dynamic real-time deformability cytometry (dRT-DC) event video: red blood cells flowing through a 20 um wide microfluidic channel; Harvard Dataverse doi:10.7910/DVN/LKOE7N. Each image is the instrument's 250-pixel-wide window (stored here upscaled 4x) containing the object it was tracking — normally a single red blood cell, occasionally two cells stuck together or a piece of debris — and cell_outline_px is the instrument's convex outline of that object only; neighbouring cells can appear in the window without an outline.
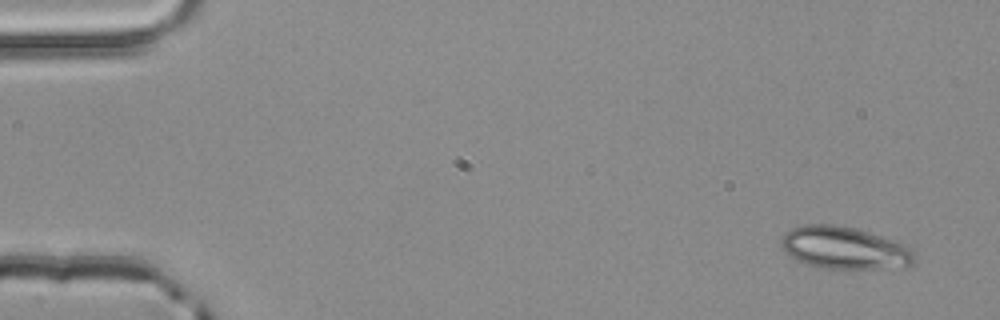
{"species": "common noctule bat (a hibernating species)", "species_latin": "Nyctalus noctula", "temperature_condition": "room temperature", "stored_images_in_passage": 4, "camera_frame_rate_fps": 3000, "um_per_image_px": 0.085, "animal": {"sex": "male", "body_mass_g": 20.4}, "frame": {"image": 1, "passage_image": 1, "time_ms": 0.0, "image_size_px": [1000, 320], "cell_outline_px": [[916, 260], [912, 264], [904, 268], [820, 268], [796, 260], [784, 252], [780, 244], [780, 240], [792, 228], [804, 224], [832, 224], [856, 228], [908, 244], [916, 252]], "centroid_in_image_um": [71.84, 21.07], "position_along_channel_um": 13.2, "area_um2": 33.35}}